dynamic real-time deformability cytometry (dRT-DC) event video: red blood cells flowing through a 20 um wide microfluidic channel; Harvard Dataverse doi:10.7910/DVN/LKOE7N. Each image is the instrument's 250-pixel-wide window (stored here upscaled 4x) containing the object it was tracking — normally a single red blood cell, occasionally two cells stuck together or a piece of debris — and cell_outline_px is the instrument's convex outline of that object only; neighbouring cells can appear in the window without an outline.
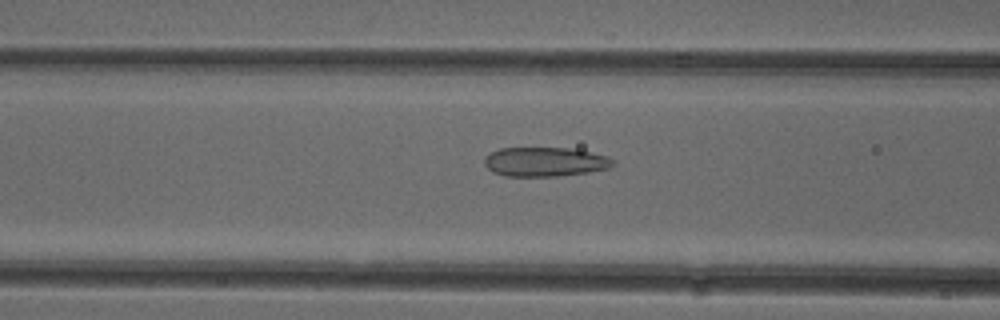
{"species": "common noctule bat (a hibernating species)", "species_latin": "Nyctalus noctula", "temperature_condition": "cold", "stored_images_in_passage": 51, "camera_frame_rate_fps": 3000, "um_per_image_px": 0.085, "animal": {"sex": "female"}, "frame": {"image": 1, "passage_image": 20, "time_ms": 6.333, "image_size_px": [1000, 320], "cell_outline_px": [[616, 164], [608, 168], [588, 172], [556, 176], [504, 176], [492, 172], [484, 164], [484, 156], [500, 148], [568, 148], [608, 156], [616, 160]], "centroid_in_image_um": [46.31, 13.76], "position_along_channel_um": 120.3, "area_um2": 21.96}}
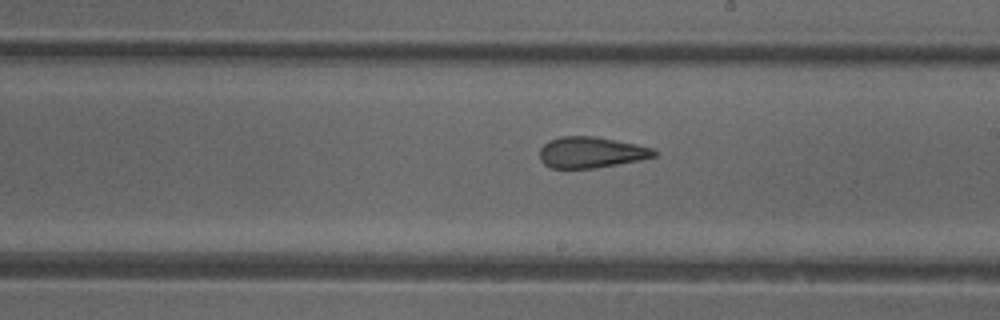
{"frame": {"image": 2, "passage_image": 29, "time_ms": 9.333, "image_size_px": [1000, 320], "cell_outline_px": [[660, 152], [656, 156], [640, 160], [596, 168], [552, 168], [544, 164], [540, 160], [540, 148], [548, 140], [560, 136], [596, 136], [636, 144], [652, 148]], "centroid_in_image_um": [50.25, 12.94], "position_along_channel_um": 238.8, "area_um2": 20.87}}
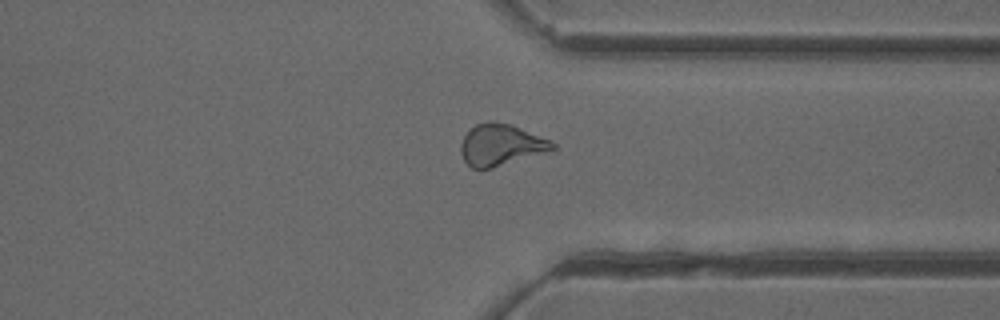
{"frame": {"image": 3, "passage_image": 39, "time_ms": 12.667, "image_size_px": [1000, 320], "cell_outline_px": [[556, 148], [492, 168], [472, 168], [464, 160], [460, 152], [460, 144], [464, 136], [476, 124], [488, 120], [492, 120], [512, 124], [552, 140], [556, 144]], "centroid_in_image_um": [42.57, 12.28], "position_along_channel_um": 368.8, "area_um2": 22.08}, "authors_computed_cell_mechanics": {"area_um2": 22.4842, "velocity_mm_per_s": 3.9365, "shape_relaxation_time_tau1_ms": null, "shape_relaxation_time_tau2_ms": 2.06, "deformation_change_tau1": null, "deformation_change_tau2": 0.091}}